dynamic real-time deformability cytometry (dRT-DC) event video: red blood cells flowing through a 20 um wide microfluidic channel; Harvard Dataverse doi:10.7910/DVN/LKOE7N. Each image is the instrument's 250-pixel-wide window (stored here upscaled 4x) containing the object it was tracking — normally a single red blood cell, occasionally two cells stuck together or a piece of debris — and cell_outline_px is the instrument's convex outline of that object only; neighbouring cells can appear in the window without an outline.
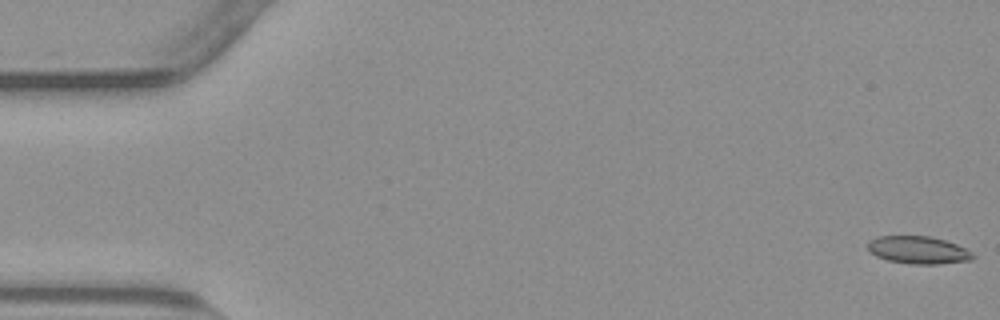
{"species": "common noctule bat (a hibernating species)", "species_latin": "Nyctalus noctula", "temperature_condition": "warm", "stored_images_in_passage": 55, "camera_frame_rate_fps": 3000, "um_per_image_px": 0.085, "animal": {"sex": "male", "body_mass_g": 23.1, "forearm_length_mm": 52.7}, "frame": {"image": 1, "passage_image": 1, "time_ms": 0.0, "image_size_px": [1000, 320], "cell_outline_px": [[976, 256], [972, 260], [936, 264], [912, 264], [888, 260], [876, 256], [868, 252], [868, 240], [876, 236], [928, 236], [944, 240], [956, 244], [972, 252]], "centroid_in_image_um": [78.02, 21.25], "position_along_channel_um": 7.0, "area_um2": 16.94}}
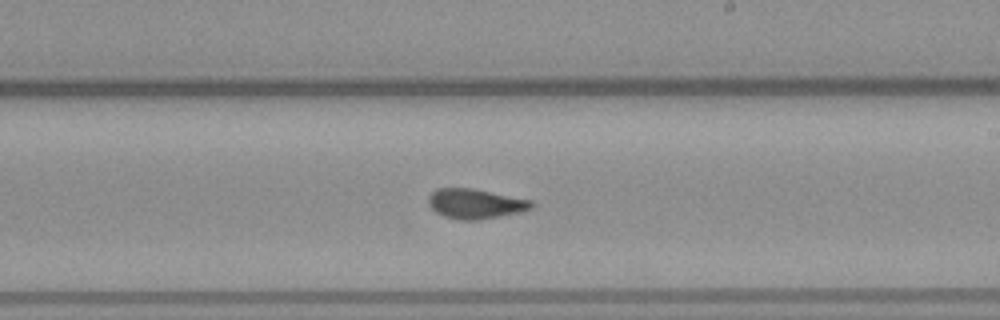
{"frame": {"image": 2, "passage_image": 32, "time_ms": 10.333, "image_size_px": [1000, 320], "cell_outline_px": [[536, 204], [532, 208], [520, 212], [476, 220], [460, 220], [444, 216], [436, 212], [428, 204], [428, 196], [436, 188], [472, 188], [532, 200]], "centroid_in_image_um": [40.4, 17.31], "position_along_channel_um": 248.6, "area_um2": 17.92}}
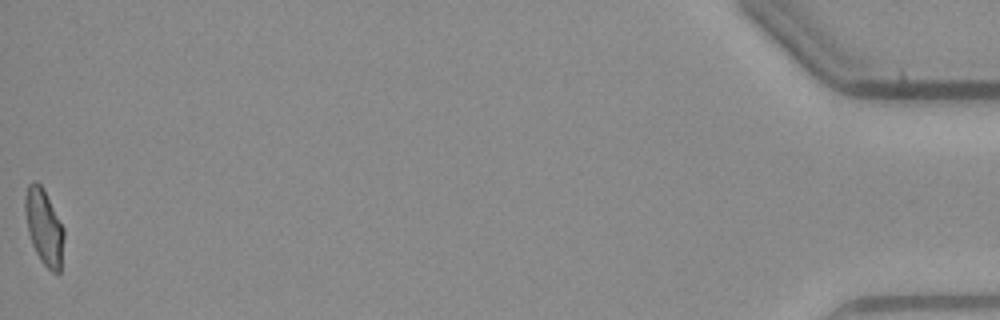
{"frame": {"image": 3, "passage_image": 55, "time_ms": 18.0, "image_size_px": [1000, 320], "cell_outline_px": [[64, 236], [60, 272], [52, 272], [40, 260], [32, 244], [28, 232], [24, 212], [24, 200], [28, 184], [32, 180], [36, 180], [44, 188], [64, 228]], "centroid_in_image_um": [3.73, 19.25], "position_along_channel_um": 431.5, "area_um2": 17.28}, "authors_computed_cell_mechanics": {"area_um2": 17.3978, "velocity_mm_per_s": 3.7953, "shape_relaxation_time_tau1_ms": null, "shape_relaxation_time_tau2_ms": 1.8401, "deformation_change_tau1": null, "deformation_change_tau2": 0.0812}}